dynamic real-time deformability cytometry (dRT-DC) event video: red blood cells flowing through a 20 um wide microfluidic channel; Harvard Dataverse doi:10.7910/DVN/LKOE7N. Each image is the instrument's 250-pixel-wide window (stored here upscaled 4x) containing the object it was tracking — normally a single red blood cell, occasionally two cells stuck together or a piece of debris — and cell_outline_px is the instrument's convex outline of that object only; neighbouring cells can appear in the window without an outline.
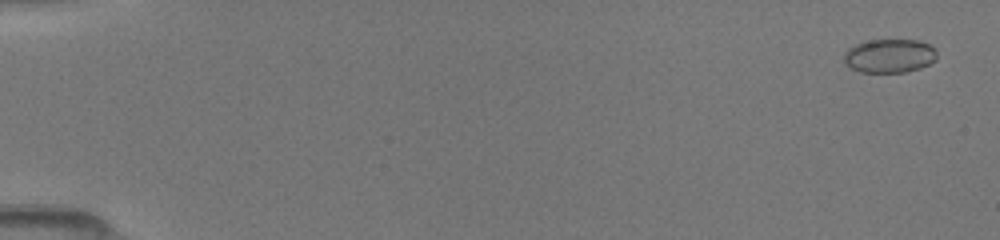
{"species": "common noctule bat (a hibernating species)", "species_latin": "Nyctalus noctula", "temperature_condition": "room temperature", "stored_images_in_passage": 68, "camera_frame_rate_fps": 3000, "um_per_image_px": 0.085, "animal": {"sex": "female", "body_mass_g": 19.5, "forearm_length_mm": 54.1}, "frame": {"image": 1, "passage_image": 4, "time_ms": 0.333, "image_size_px": [1000, 240], "cell_outline_px": [[936, 60], [920, 68], [904, 72], [860, 72], [852, 68], [844, 60], [844, 52], [848, 48], [856, 44], [872, 40], [920, 40], [936, 48]], "centroid_in_image_um": [75.63, 4.74], "position_along_channel_um": 9.4, "area_um2": 18.21}}
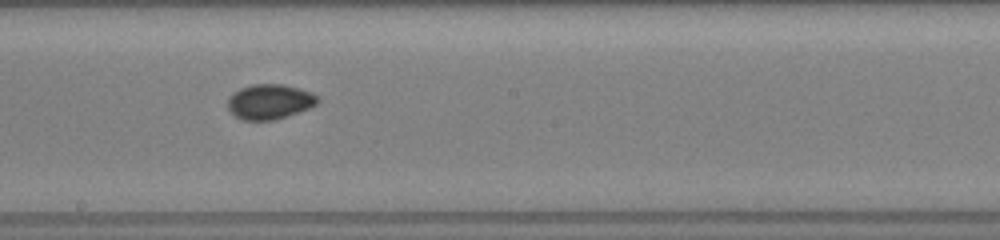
{"frame": {"image": 2, "passage_image": 41, "time_ms": 9.333, "image_size_px": [1000, 240], "cell_outline_px": [[320, 100], [316, 104], [308, 108], [272, 120], [244, 120], [236, 116], [228, 108], [228, 96], [232, 92], [240, 88], [252, 84], [284, 84], [312, 92], [320, 96]], "centroid_in_image_um": [22.91, 8.61], "position_along_channel_um": 225.3, "area_um2": 18.26}}
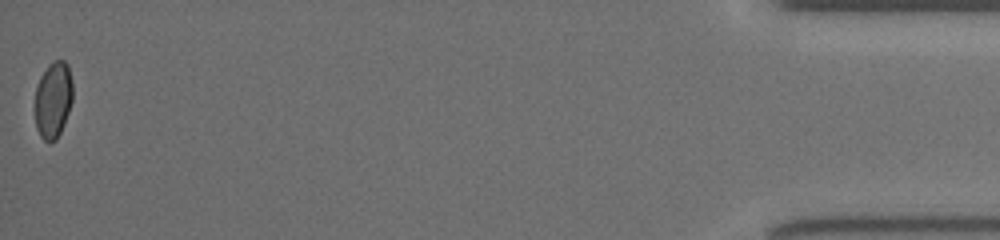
{"frame": {"image": 3, "passage_image": 68, "time_ms": 16.333, "image_size_px": [1000, 240], "cell_outline_px": [[72, 100], [64, 124], [56, 140], [48, 144], [40, 136], [36, 128], [36, 88], [40, 76], [48, 64], [52, 60], [64, 60], [68, 64], [72, 80]], "centroid_in_image_um": [4.53, 8.47], "position_along_channel_um": 430.7, "area_um2": 16.94}}